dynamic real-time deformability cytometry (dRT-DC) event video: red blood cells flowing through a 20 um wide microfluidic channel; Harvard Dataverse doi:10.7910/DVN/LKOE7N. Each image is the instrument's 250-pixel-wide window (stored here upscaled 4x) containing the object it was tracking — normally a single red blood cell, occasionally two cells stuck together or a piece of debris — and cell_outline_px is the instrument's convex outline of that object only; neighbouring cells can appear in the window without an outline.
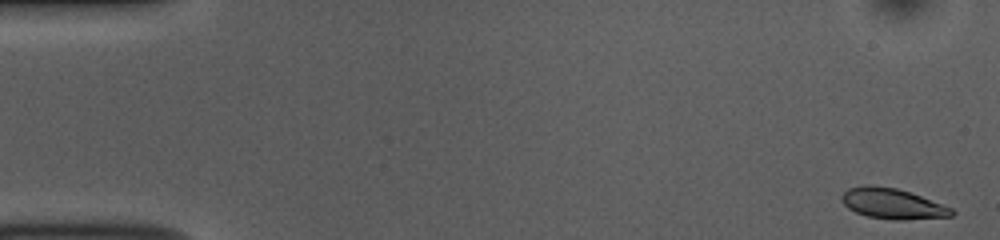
{"species": "common noctule bat (a hibernating species)", "species_latin": "Nyctalus noctula", "temperature_condition": "room temperature", "stored_images_in_passage": 51, "camera_frame_rate_fps": 3000, "um_per_image_px": 0.085, "animal": {"sex": "female", "body_mass_g": 10.0, "forearm_length_mm": 53.1}, "frame": {"image": 1, "passage_image": 1, "time_ms": 0.0, "image_size_px": [1000, 240], "cell_outline_px": [[956, 212], [952, 216], [904, 220], [892, 220], [868, 216], [856, 212], [848, 208], [840, 200], [840, 196], [848, 188], [864, 184], [868, 184], [896, 188], [920, 196], [952, 208]], "centroid_in_image_um": [75.82, 17.31], "position_along_channel_um": 9.2, "area_um2": 19.54}}
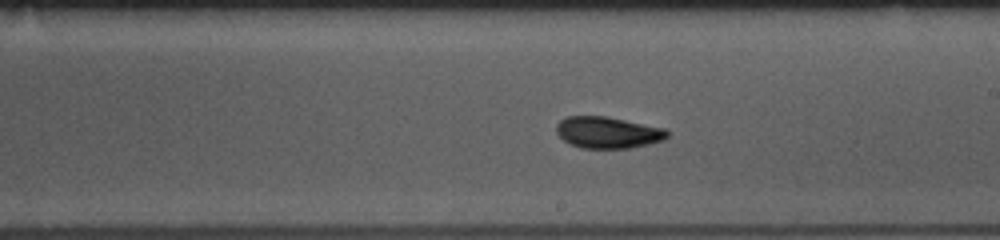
{"frame": {"image": 2, "passage_image": 29, "time_ms": 9.333, "image_size_px": [1000, 240], "cell_outline_px": [[668, 136], [664, 140], [648, 144], [628, 148], [580, 148], [564, 140], [556, 132], [556, 124], [560, 120], [568, 116], [608, 116], [664, 128], [668, 132]], "centroid_in_image_um": [51.66, 11.25], "position_along_channel_um": 237.3, "area_um2": 20.35}}
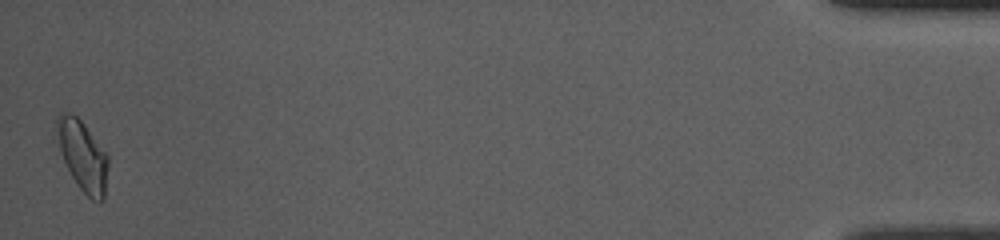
{"frame": {"image": 3, "passage_image": 51, "time_ms": 16.667, "image_size_px": [1000, 240], "cell_outline_px": [[108, 164], [104, 200], [100, 204], [92, 200], [76, 184], [64, 160], [60, 148], [56, 124], [56, 120], [60, 112], [64, 108], [76, 116], [84, 124], [108, 156]], "centroid_in_image_um": [7.03, 13.24], "position_along_channel_um": 428.2, "area_um2": 20.81}, "authors_computed_cell_mechanics": {"area_um2": 19.941, "velocity_mm_per_s": 3.8404, "shape_relaxation_time_tau1_ms": 2.7955, "shape_relaxation_time_tau2_ms": 2.1286, "deformation_change_tau1": 0.0959, "deformation_change_tau2": 0.0579}}